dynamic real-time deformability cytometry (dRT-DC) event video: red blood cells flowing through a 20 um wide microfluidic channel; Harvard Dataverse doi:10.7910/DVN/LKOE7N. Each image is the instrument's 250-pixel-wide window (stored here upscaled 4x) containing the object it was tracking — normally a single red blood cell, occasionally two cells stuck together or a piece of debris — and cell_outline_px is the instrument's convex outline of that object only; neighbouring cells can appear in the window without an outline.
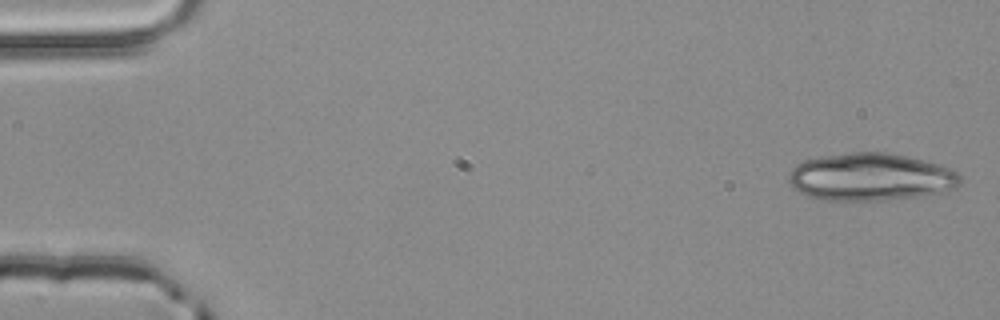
{"species": "common noctule bat (a hibernating species)", "species_latin": "Nyctalus noctula", "temperature_condition": "room temperature", "stored_images_in_passage": 5, "segment_of_instrument_passage": [1, 2], "camera_frame_rate_fps": 3000, "um_per_image_px": 0.085, "animal": {"sex": "male", "body_mass_g": 20.4}, "frame": {"image": 1, "passage_image": 1, "time_ms": 0.0, "image_size_px": [1000, 320], "cell_outline_px": [[960, 184], [956, 188], [944, 192], [888, 200], [820, 200], [808, 196], [800, 192], [788, 180], [788, 172], [796, 164], [804, 160], [820, 156], [848, 152], [884, 152], [908, 156], [952, 168], [960, 176]], "centroid_in_image_um": [74.0, 15.04], "position_along_channel_um": 11.0, "area_um2": 47.74}}